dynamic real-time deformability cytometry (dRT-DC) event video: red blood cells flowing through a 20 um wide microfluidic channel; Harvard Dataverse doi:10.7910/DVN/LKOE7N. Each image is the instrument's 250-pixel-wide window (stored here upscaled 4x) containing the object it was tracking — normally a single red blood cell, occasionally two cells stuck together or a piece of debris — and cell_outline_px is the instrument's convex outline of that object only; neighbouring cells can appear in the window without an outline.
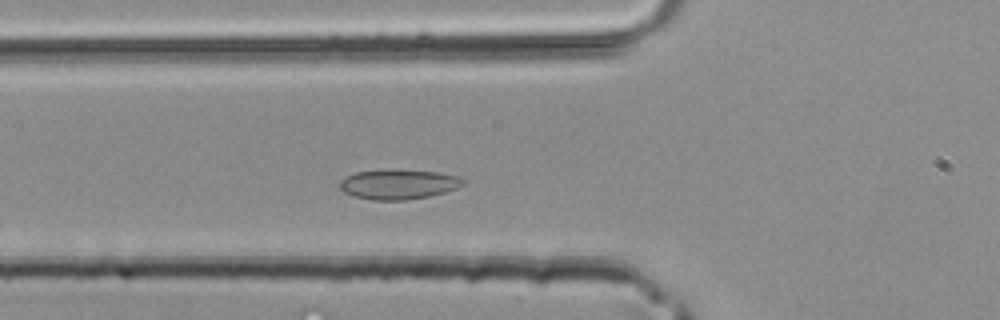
{"species": "common noctule bat (a hibernating species)", "species_latin": "Nyctalus noctula", "temperature_condition": "room temperature", "stored_images_in_passage": 38, "segment_of_instrument_passage": [1, 2], "camera_frame_rate_fps": 3000, "um_per_image_px": 0.085, "animal": {"sex": "male", "body_mass_g": 20.4}, "frame": {"image": 1, "passage_image": 10, "time_ms": 3.0, "image_size_px": [1000, 320], "cell_outline_px": [[464, 184], [456, 188], [444, 192], [428, 196], [404, 200], [372, 200], [356, 196], [344, 192], [340, 188], [340, 180], [356, 172], [388, 168], [440, 172], [456, 176], [464, 180]], "centroid_in_image_um": [33.86, 15.64], "position_along_channel_um": 91.9, "area_um2": 21.5}}
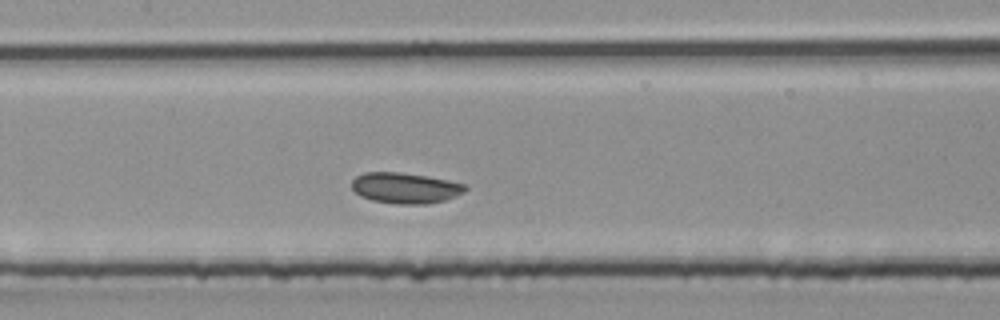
{"frame": {"image": 2, "passage_image": 15, "time_ms": 4.667, "image_size_px": [1000, 320], "cell_outline_px": [[468, 188], [464, 192], [444, 200], [424, 204], [396, 204], [372, 200], [360, 196], [352, 188], [352, 180], [356, 176], [364, 172], [400, 172], [448, 180], [468, 184]], "centroid_in_image_um": [34.44, 15.97], "position_along_channel_um": 173.0, "area_um2": 20.29}}
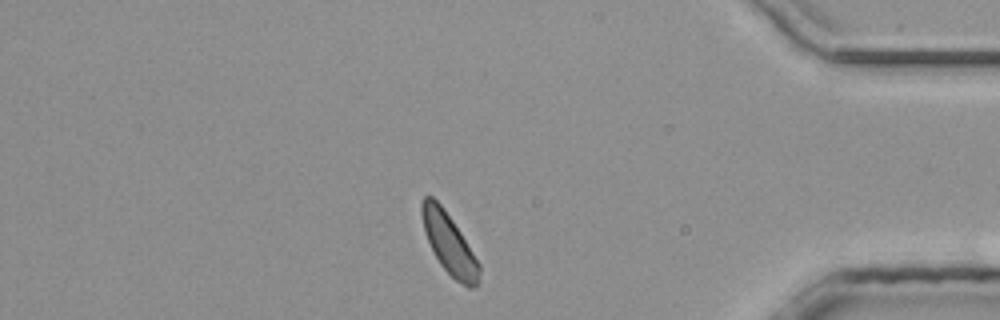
{"frame": {"image": 3, "passage_image": 31, "time_ms": 10.0, "image_size_px": [1000, 320], "cell_outline_px": [[480, 272], [476, 288], [468, 288], [456, 280], [440, 264], [424, 232], [420, 212], [420, 204], [424, 196], [432, 196], [444, 208], [460, 232], [480, 264]], "centroid_in_image_um": [38.16, 20.7], "position_along_channel_um": 397.0, "area_um2": 20.0}}